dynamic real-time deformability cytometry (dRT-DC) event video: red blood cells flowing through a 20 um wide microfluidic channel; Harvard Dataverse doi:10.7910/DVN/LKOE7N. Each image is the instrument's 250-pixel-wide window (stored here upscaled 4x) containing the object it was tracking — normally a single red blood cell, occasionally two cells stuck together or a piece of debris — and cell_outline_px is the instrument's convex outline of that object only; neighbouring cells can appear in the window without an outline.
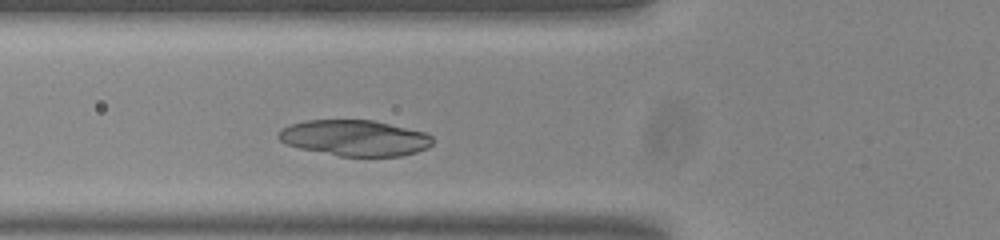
{"species": "common noctule bat (a hibernating species)", "species_latin": "Nyctalus noctula", "temperature_condition": "room temperature", "stored_images_in_passage": 44, "camera_frame_rate_fps": 3000, "um_per_image_px": 0.085, "animal": {"sex": "male", "body_mass_g": 20.0, "forearm_length_mm": 53.3}, "frame": {"image": 1, "passage_image": 9, "time_ms": 2.667, "image_size_px": [1000, 240], "cell_outline_px": [[432, 144], [428, 148], [404, 156], [340, 156], [300, 148], [288, 144], [280, 140], [276, 136], [280, 128], [292, 124], [308, 120], [372, 120], [424, 132], [432, 136]], "centroid_in_image_um": [30.15, 11.73], "position_along_channel_um": 95.6, "area_um2": 32.08}}
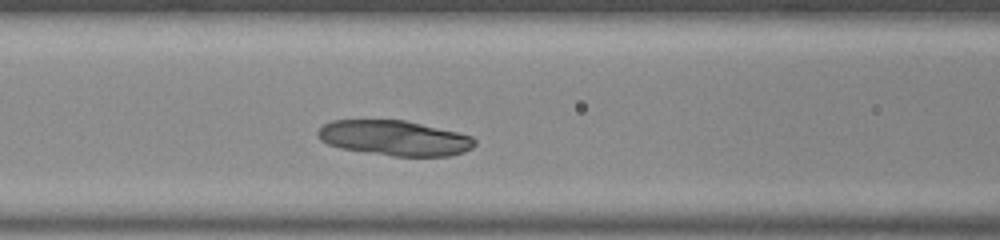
{"frame": {"image": 2, "passage_image": 12, "time_ms": 3.667, "image_size_px": [1000, 240], "cell_outline_px": [[476, 144], [472, 148], [464, 152], [448, 156], [392, 156], [340, 148], [328, 144], [320, 140], [316, 132], [324, 124], [332, 120], [404, 120], [456, 132], [472, 136], [476, 140]], "centroid_in_image_um": [33.53, 11.73], "position_along_channel_um": 133.1, "area_um2": 32.02}}